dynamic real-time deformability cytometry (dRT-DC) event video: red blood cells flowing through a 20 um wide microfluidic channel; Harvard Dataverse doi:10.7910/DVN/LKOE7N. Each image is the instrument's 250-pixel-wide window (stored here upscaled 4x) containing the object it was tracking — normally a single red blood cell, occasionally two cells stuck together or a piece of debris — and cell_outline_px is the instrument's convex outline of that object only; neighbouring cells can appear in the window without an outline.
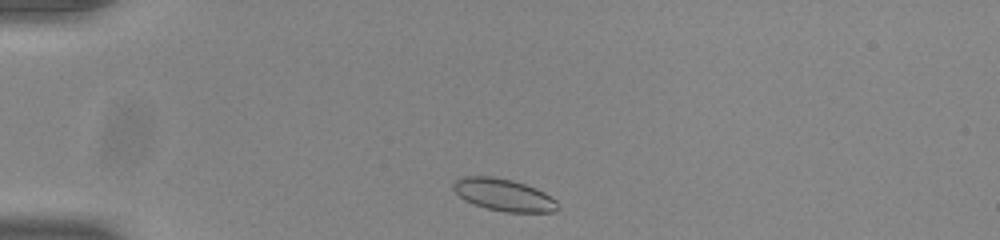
{"species": "common noctule bat (a hibernating species)", "species_latin": "Nyctalus noctula", "temperature_condition": "room temperature", "stored_images_in_passage": 42, "camera_frame_rate_fps": 3000, "um_per_image_px": 0.085, "animal": {"sex": "male", "body_mass_g": 20.0, "forearm_length_mm": 53.3}, "frame": {"image": 1, "passage_image": 2, "time_ms": 0.333, "image_size_px": [1000, 240], "cell_outline_px": [[560, 208], [556, 212], [504, 212], [488, 208], [464, 200], [452, 188], [452, 184], [456, 180], [464, 176], [492, 176], [512, 180], [536, 188], [544, 192], [556, 200]], "centroid_in_image_um": [42.84, 16.56], "position_along_channel_um": 42.2, "area_um2": 19.54}}
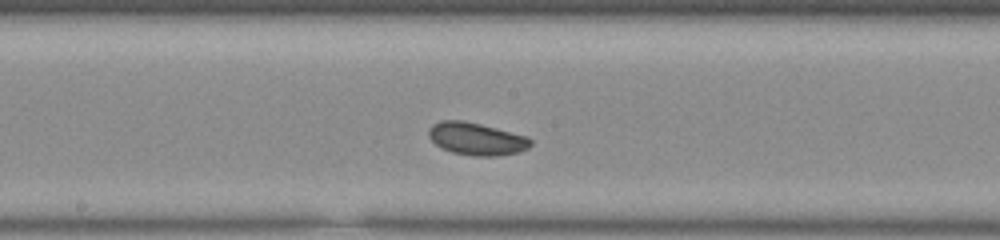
{"frame": {"image": 2, "passage_image": 18, "time_ms": 5.667, "image_size_px": [1000, 240], "cell_outline_px": [[532, 144], [528, 148], [520, 152], [496, 156], [472, 156], [452, 152], [440, 148], [428, 136], [428, 128], [432, 124], [440, 120], [464, 120], [528, 136], [532, 140]], "centroid_in_image_um": [40.49, 11.8], "position_along_channel_um": 207.7, "area_um2": 19.54}}
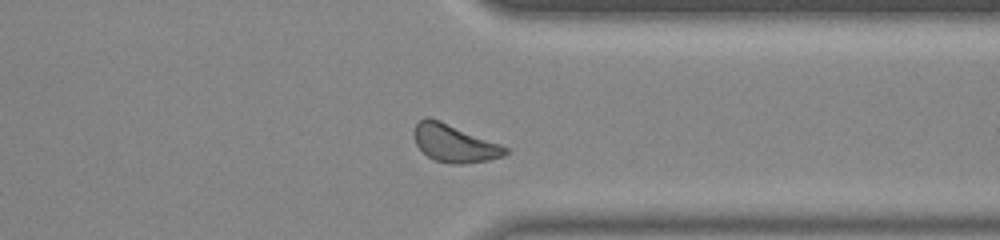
{"frame": {"image": 3, "passage_image": 31, "time_ms": 10.0, "image_size_px": [1000, 240], "cell_outline_px": [[508, 152], [504, 156], [488, 160], [464, 164], [448, 164], [436, 160], [428, 156], [416, 144], [412, 132], [416, 124], [420, 120], [428, 116], [440, 120], [500, 144], [508, 148]], "centroid_in_image_um": [38.6, 12.18], "position_along_channel_um": 372.8, "area_um2": 20.0}}